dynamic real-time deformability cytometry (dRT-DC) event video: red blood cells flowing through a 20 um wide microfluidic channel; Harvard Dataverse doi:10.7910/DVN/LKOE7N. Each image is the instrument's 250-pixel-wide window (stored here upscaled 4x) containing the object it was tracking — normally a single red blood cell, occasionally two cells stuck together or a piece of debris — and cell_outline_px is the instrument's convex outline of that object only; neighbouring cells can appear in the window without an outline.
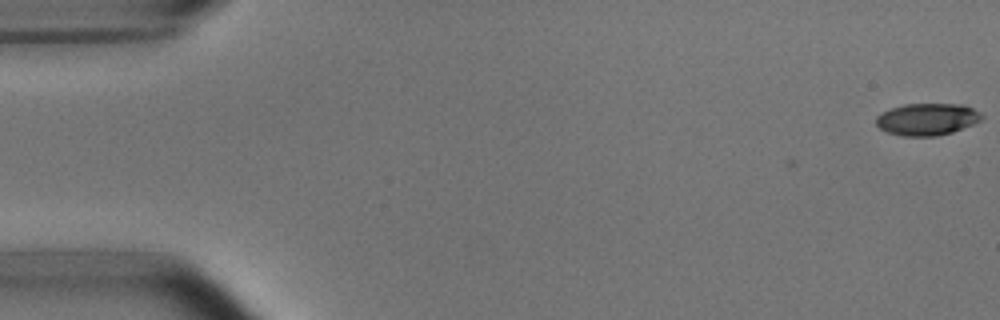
{"species": "common noctule bat (a hibernating species)", "species_latin": "Nyctalus noctula", "temperature_condition": "room temperature", "stored_images_in_passage": 5, "camera_frame_rate_fps": 3000, "um_per_image_px": 0.085, "animal": {"sex": "male", "body_mass_g": 15.6}, "frame": {"image": 1, "passage_image": 1, "time_ms": 0.0, "image_size_px": [1000, 320], "cell_outline_px": [[984, 116], [980, 120], [972, 124], [952, 132], [936, 136], [900, 136], [888, 132], [880, 128], [876, 124], [876, 116], [880, 112], [904, 104], [960, 104], [972, 108], [980, 112]], "centroid_in_image_um": [78.78, 10.13], "position_along_channel_um": 6.2, "area_um2": 19.65}}